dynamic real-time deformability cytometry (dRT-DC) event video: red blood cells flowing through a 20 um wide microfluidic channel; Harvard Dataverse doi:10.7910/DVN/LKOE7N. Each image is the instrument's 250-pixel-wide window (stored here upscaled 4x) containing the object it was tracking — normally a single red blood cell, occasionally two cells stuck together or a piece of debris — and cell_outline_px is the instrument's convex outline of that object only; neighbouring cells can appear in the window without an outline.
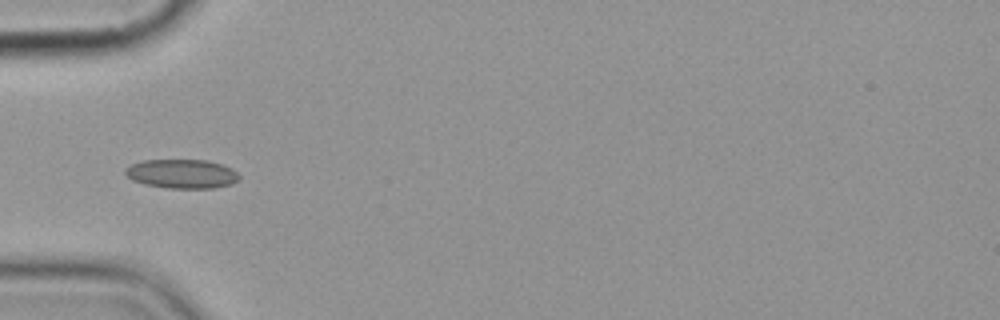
{"species": "common noctule bat (a hibernating species)", "species_latin": "Nyctalus noctula", "temperature_condition": "cold", "stored_images_in_passage": 9, "camera_frame_rate_fps": 3000, "um_per_image_px": 0.085, "animal": {"sex": "female", "body_mass_g": 19.9}, "frame": {"image": 1, "passage_image": 3, "time_ms": 3.333, "image_size_px": [1000, 320], "cell_outline_px": [[240, 180], [232, 184], [212, 188], [168, 188], [144, 184], [132, 180], [124, 172], [124, 168], [132, 164], [144, 160], [208, 160], [232, 168], [240, 176]], "centroid_in_image_um": [15.47, 14.77], "position_along_channel_um": 69.5, "area_um2": 19.36}}
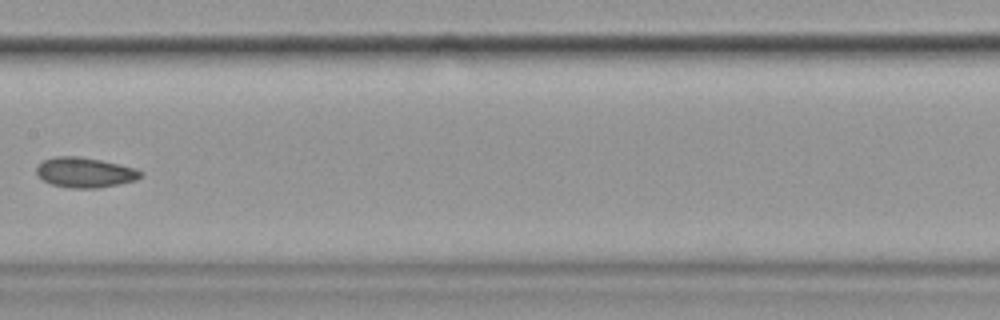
{"frame": {"image": 2, "passage_image": 6, "time_ms": 7.0, "image_size_px": [1000, 320], "cell_outline_px": [[144, 172], [136, 180], [100, 188], [72, 188], [52, 184], [44, 180], [36, 172], [36, 168], [44, 160], [56, 156], [76, 156], [100, 160], [136, 168]], "centroid_in_image_um": [7.24, 14.66], "position_along_channel_um": 200.2, "area_um2": 18.03}}
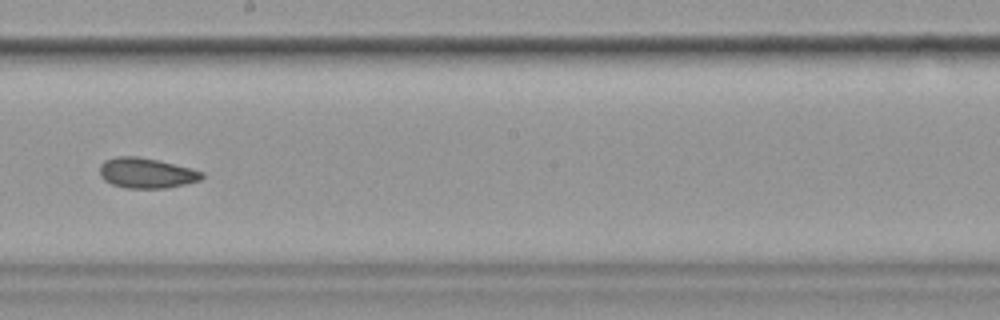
{"frame": {"image": 3, "passage_image": 7, "time_ms": 8.0, "image_size_px": [1000, 320], "cell_outline_px": [[204, 176], [200, 180], [184, 184], [164, 188], [124, 188], [112, 184], [104, 180], [100, 176], [100, 164], [104, 160], [116, 156], [136, 156], [160, 160], [204, 172]], "centroid_in_image_um": [12.42, 14.7], "position_along_channel_um": 235.8, "area_um2": 18.09}}